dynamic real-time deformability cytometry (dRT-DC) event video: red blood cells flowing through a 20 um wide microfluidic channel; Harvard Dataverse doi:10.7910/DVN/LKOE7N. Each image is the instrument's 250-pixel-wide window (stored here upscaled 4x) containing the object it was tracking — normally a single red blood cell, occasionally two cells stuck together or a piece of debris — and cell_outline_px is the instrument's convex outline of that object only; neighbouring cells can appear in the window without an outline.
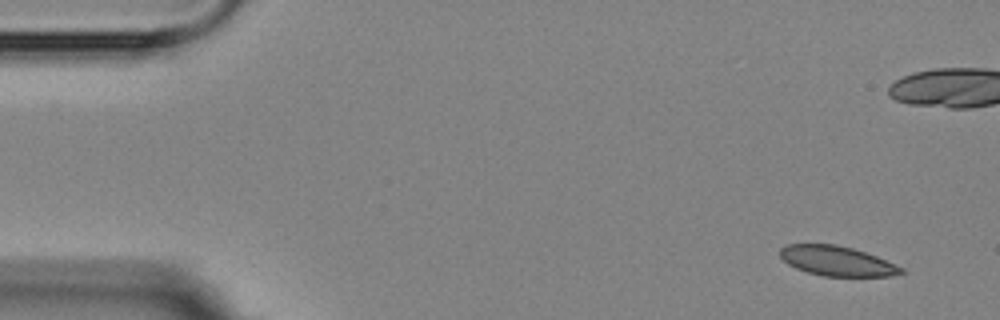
{"species": "Egyptian fruit bat (a non-hibernating species)", "species_latin": "Rousettus aegyptiacus", "temperature_condition": "room temperature", "stored_images_in_passage": 2, "camera_frame_rate_fps": 3000, "um_per_image_px": 0.085, "animal": {"sex": "female"}, "frame": {"image": 1, "passage_image": 2, "time_ms": 1.333, "image_size_px": [1000, 320], "cell_outline_px": [[904, 272], [888, 276], [824, 276], [808, 272], [796, 268], [788, 264], [780, 256], [780, 248], [788, 244], [836, 244], [852, 248], [876, 256], [904, 268]], "centroid_in_image_um": [71.12, 22.18], "position_along_channel_um": 13.9, "area_um2": 20.81}}